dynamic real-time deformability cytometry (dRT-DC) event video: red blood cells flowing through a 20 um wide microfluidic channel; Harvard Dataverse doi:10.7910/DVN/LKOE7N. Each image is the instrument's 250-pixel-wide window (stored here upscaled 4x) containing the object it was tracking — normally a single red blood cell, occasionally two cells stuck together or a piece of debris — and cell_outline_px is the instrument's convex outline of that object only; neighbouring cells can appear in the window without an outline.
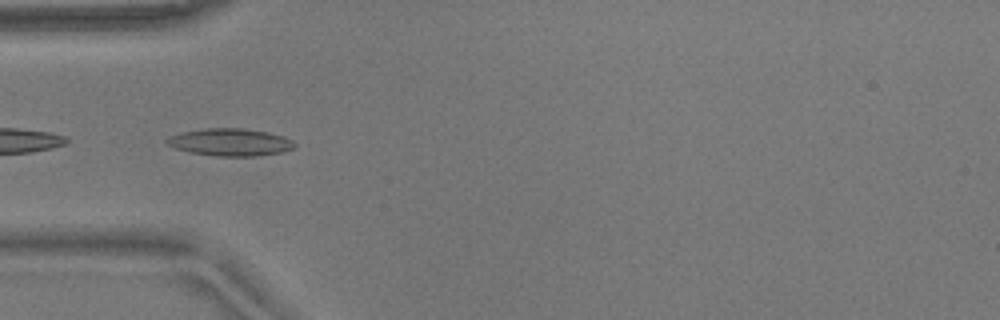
{"species": "common noctule bat (a hibernating species)", "species_latin": "Nyctalus noctula", "temperature_condition": "warm", "stored_images_in_passage": 39, "camera_frame_rate_fps": 3000, "um_per_image_px": 0.085, "animal": {"sex": "male", "body_mass_g": 17.9}, "frame": {"image": 1, "passage_image": 1, "time_ms": 0.0, "image_size_px": [1000, 320], "cell_outline_px": [[296, 144], [292, 148], [280, 152], [256, 156], [216, 156], [188, 152], [176, 148], [168, 144], [164, 140], [168, 136], [184, 132], [204, 128], [240, 128], [268, 132], [284, 136], [292, 140]], "centroid_in_image_um": [19.55, 12.08], "position_along_channel_um": 65.5, "area_um2": 20.29}}
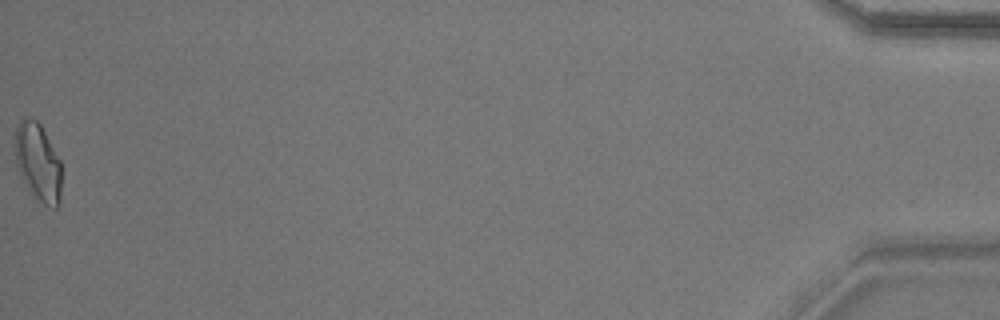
{"frame": {"image": 2, "passage_image": 39, "time_ms": 12.667, "image_size_px": [1000, 320], "cell_outline_px": [[60, 204], [56, 208], [44, 204], [36, 200], [20, 172], [16, 164], [16, 128], [20, 120], [36, 120], [40, 124], [60, 160]], "centroid_in_image_um": [3.25, 13.83], "position_along_channel_um": 431.9, "area_um2": 20.35}, "authors_computed_cell_mechanics": {"area_um2": 17.6868, "velocity_mm_per_s": 3.6914, "shape_relaxation_time_tau1_ms": 4.1053, "shape_relaxation_time_tau2_ms": 1.8052, "deformation_change_tau1": 0.1599, "deformation_change_tau2": 0.0751}}